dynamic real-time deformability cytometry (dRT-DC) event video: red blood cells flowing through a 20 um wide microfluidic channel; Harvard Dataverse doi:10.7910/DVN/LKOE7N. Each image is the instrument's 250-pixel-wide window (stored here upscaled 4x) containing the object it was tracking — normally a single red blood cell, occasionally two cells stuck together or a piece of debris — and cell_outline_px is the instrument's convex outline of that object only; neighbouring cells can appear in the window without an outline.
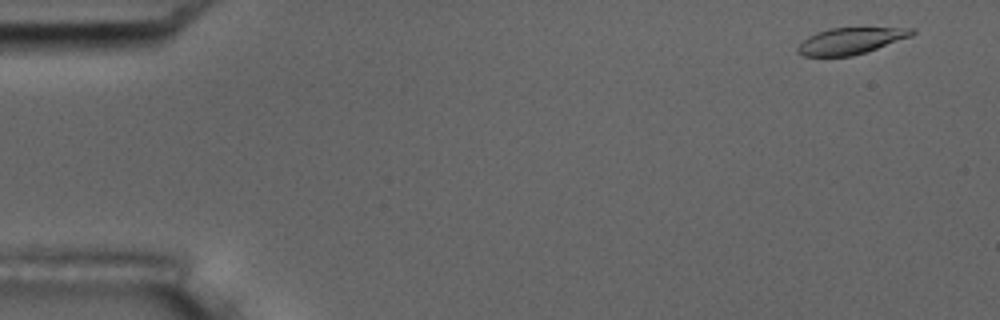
{"species": "common noctule bat (a hibernating species)", "species_latin": "Nyctalus noctula", "temperature_condition": "room temperature", "stored_images_in_passage": 5, "camera_frame_rate_fps": 3000, "um_per_image_px": 0.085, "animal": {"sex": "male", "body_mass_g": 17.5, "forearm_length_mm": 52.3}, "frame": {"image": 1, "passage_image": 1, "time_ms": 0.0, "image_size_px": [1000, 320], "cell_outline_px": [[916, 32], [912, 36], [852, 56], [804, 56], [796, 52], [796, 48], [808, 36], [816, 32], [828, 28], [916, 28]], "centroid_in_image_um": [72.28, 3.47], "position_along_channel_um": 12.7, "area_um2": 17.46}}
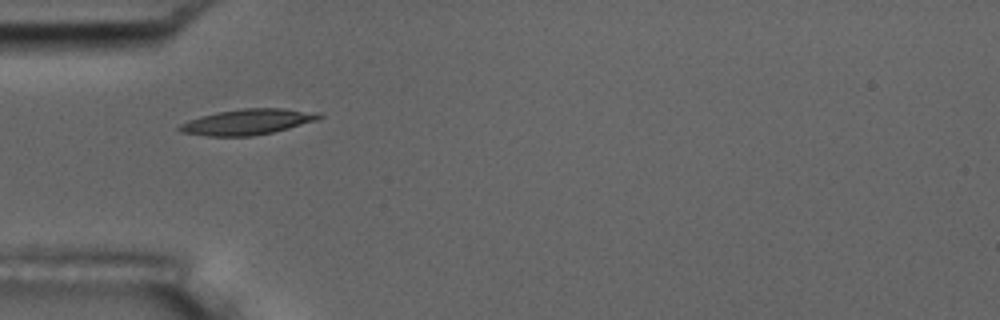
{"frame": {"image": 2, "passage_image": 5, "time_ms": 4.667, "image_size_px": [1000, 320], "cell_outline_px": [[324, 116], [316, 120], [288, 128], [272, 132], [252, 136], [204, 136], [180, 132], [176, 128], [180, 124], [188, 120], [200, 116], [216, 112], [244, 108], [284, 108], [320, 112]], "centroid_in_image_um": [21.02, 10.35], "position_along_channel_um": 64.0, "area_um2": 20.98}}